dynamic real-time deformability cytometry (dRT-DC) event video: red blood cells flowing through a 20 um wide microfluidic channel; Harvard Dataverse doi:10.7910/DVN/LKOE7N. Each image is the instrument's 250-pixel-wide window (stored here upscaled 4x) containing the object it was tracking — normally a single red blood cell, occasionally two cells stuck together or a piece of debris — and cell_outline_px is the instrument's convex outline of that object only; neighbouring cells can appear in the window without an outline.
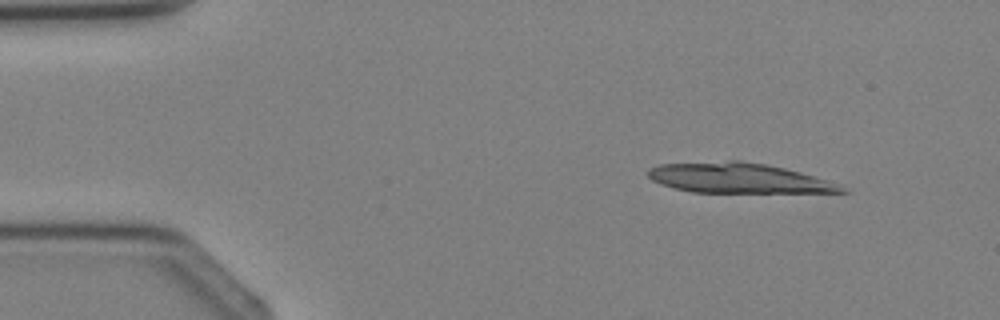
{"species": "Egyptian fruit bat (a non-hibernating species)", "species_latin": "Rousettus aegyptiacus", "temperature_condition": "cold", "stored_images_in_passage": 3, "camera_frame_rate_fps": 3000, "um_per_image_px": 0.085, "animal": {"sex": "female"}, "frame": {"image": 1, "passage_image": 1, "time_ms": 0.0, "image_size_px": [1000, 320], "cell_outline_px": [[848, 192], [692, 192], [660, 184], [652, 180], [648, 176], [648, 168], [660, 164], [728, 160], [740, 160], [768, 164], [800, 172], [828, 180], [848, 188]], "centroid_in_image_um": [62.75, 15.12], "position_along_channel_um": 22.2, "area_um2": 33.87}}